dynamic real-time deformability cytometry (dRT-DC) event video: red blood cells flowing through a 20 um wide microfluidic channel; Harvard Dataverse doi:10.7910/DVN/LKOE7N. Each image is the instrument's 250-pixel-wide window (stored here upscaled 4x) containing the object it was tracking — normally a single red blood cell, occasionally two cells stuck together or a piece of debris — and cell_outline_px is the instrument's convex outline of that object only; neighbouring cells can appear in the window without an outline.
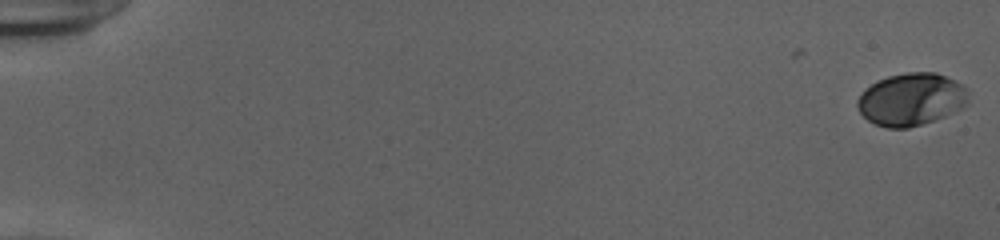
{"species": "human", "species_latin": "Homo sapiens", "temperature_condition": "cold", "stored_images_in_passage": 54, "camera_frame_rate_fps": 3000, "um_per_image_px": 0.085, "donor": {"sex": "female"}, "frame": {"image": 1, "passage_image": 1, "time_ms": 0.0, "image_size_px": [1000, 240], "cell_outline_px": [[968, 100], [964, 108], [956, 112], [908, 128], [888, 128], [876, 124], [868, 120], [860, 112], [856, 104], [856, 100], [876, 80], [888, 76], [904, 72], [936, 72], [956, 80], [968, 92]], "centroid_in_image_um": [77.47, 8.43], "position_along_channel_um": 7.5, "area_um2": 33.87}}
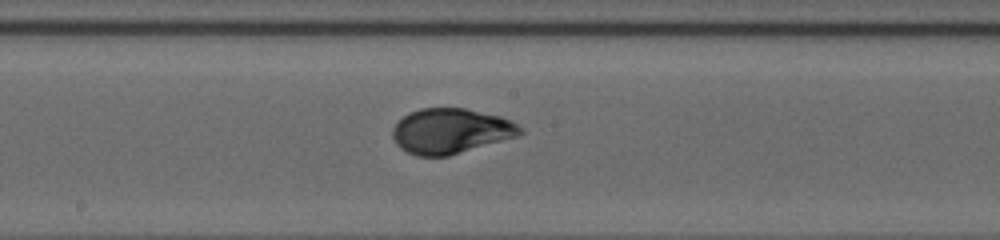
{"frame": {"image": 2, "passage_image": 31, "time_ms": 10.0, "image_size_px": [1000, 240], "cell_outline_px": [[524, 132], [520, 136], [448, 156], [416, 156], [400, 148], [396, 144], [392, 136], [392, 128], [408, 112], [420, 108], [464, 108], [500, 116], [524, 128]], "centroid_in_image_um": [38.32, 11.14], "position_along_channel_um": 209.9, "area_um2": 33.7}}
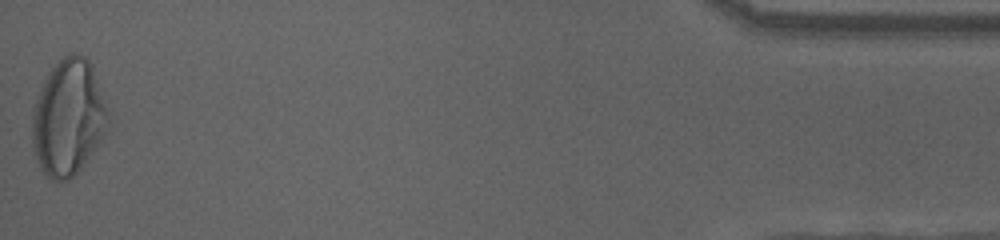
{"frame": {"image": 3, "passage_image": 54, "time_ms": 17.667, "image_size_px": [1000, 240], "cell_outline_px": [[108, 120], [104, 132], [100, 140], [84, 164], [68, 180], [52, 180], [40, 168], [36, 160], [32, 148], [32, 108], [44, 80], [48, 72], [64, 56], [72, 52], [76, 52], [84, 56], [92, 64], [108, 108]], "centroid_in_image_um": [5.78, 9.97], "position_along_channel_um": 429.4, "area_um2": 51.21}, "authors_computed_cell_mechanics": {"area_um2": 33.5818, "velocity_mm_per_s": 3.9193, "shape_relaxation_time_tau1_ms": 3.85, "shape_relaxation_time_tau2_ms": null, "deformation_change_tau1": 0.1559, "deformation_change_tau2": null}}